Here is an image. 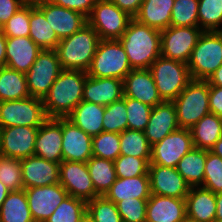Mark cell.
Returning a JSON list of instances; mask_svg holds the SVG:
<instances>
[{"label": "cell", "instance_id": "obj_37", "mask_svg": "<svg viewBox=\"0 0 222 222\" xmlns=\"http://www.w3.org/2000/svg\"><path fill=\"white\" fill-rule=\"evenodd\" d=\"M198 21L202 31H222V0H198Z\"/></svg>", "mask_w": 222, "mask_h": 222}, {"label": "cell", "instance_id": "obj_42", "mask_svg": "<svg viewBox=\"0 0 222 222\" xmlns=\"http://www.w3.org/2000/svg\"><path fill=\"white\" fill-rule=\"evenodd\" d=\"M87 214L94 222H122L116 204L104 196L87 201Z\"/></svg>", "mask_w": 222, "mask_h": 222}, {"label": "cell", "instance_id": "obj_18", "mask_svg": "<svg viewBox=\"0 0 222 222\" xmlns=\"http://www.w3.org/2000/svg\"><path fill=\"white\" fill-rule=\"evenodd\" d=\"M36 7L44 14L59 40L71 36L87 24V17L83 14L52 2L42 3Z\"/></svg>", "mask_w": 222, "mask_h": 222}, {"label": "cell", "instance_id": "obj_35", "mask_svg": "<svg viewBox=\"0 0 222 222\" xmlns=\"http://www.w3.org/2000/svg\"><path fill=\"white\" fill-rule=\"evenodd\" d=\"M86 164L95 192L104 196L117 179L114 161L92 156Z\"/></svg>", "mask_w": 222, "mask_h": 222}, {"label": "cell", "instance_id": "obj_10", "mask_svg": "<svg viewBox=\"0 0 222 222\" xmlns=\"http://www.w3.org/2000/svg\"><path fill=\"white\" fill-rule=\"evenodd\" d=\"M62 70L56 50H42L25 73L30 96L43 99Z\"/></svg>", "mask_w": 222, "mask_h": 222}, {"label": "cell", "instance_id": "obj_56", "mask_svg": "<svg viewBox=\"0 0 222 222\" xmlns=\"http://www.w3.org/2000/svg\"><path fill=\"white\" fill-rule=\"evenodd\" d=\"M210 151L222 158V137L216 141Z\"/></svg>", "mask_w": 222, "mask_h": 222}, {"label": "cell", "instance_id": "obj_31", "mask_svg": "<svg viewBox=\"0 0 222 222\" xmlns=\"http://www.w3.org/2000/svg\"><path fill=\"white\" fill-rule=\"evenodd\" d=\"M190 131L195 148L210 150L222 137V118L209 113L201 118Z\"/></svg>", "mask_w": 222, "mask_h": 222}, {"label": "cell", "instance_id": "obj_38", "mask_svg": "<svg viewBox=\"0 0 222 222\" xmlns=\"http://www.w3.org/2000/svg\"><path fill=\"white\" fill-rule=\"evenodd\" d=\"M87 213V202L68 195L45 222H79Z\"/></svg>", "mask_w": 222, "mask_h": 222}, {"label": "cell", "instance_id": "obj_32", "mask_svg": "<svg viewBox=\"0 0 222 222\" xmlns=\"http://www.w3.org/2000/svg\"><path fill=\"white\" fill-rule=\"evenodd\" d=\"M207 150L193 148L178 162L176 169L190 187L203 185Z\"/></svg>", "mask_w": 222, "mask_h": 222}, {"label": "cell", "instance_id": "obj_22", "mask_svg": "<svg viewBox=\"0 0 222 222\" xmlns=\"http://www.w3.org/2000/svg\"><path fill=\"white\" fill-rule=\"evenodd\" d=\"M178 129L175 104L173 102L163 101L161 104L152 108L150 119L144 133L148 143L152 146Z\"/></svg>", "mask_w": 222, "mask_h": 222}, {"label": "cell", "instance_id": "obj_1", "mask_svg": "<svg viewBox=\"0 0 222 222\" xmlns=\"http://www.w3.org/2000/svg\"><path fill=\"white\" fill-rule=\"evenodd\" d=\"M86 71L63 69L42 99L48 118L67 117L83 100Z\"/></svg>", "mask_w": 222, "mask_h": 222}, {"label": "cell", "instance_id": "obj_8", "mask_svg": "<svg viewBox=\"0 0 222 222\" xmlns=\"http://www.w3.org/2000/svg\"><path fill=\"white\" fill-rule=\"evenodd\" d=\"M48 119L41 98L28 97L0 102V128L39 127Z\"/></svg>", "mask_w": 222, "mask_h": 222}, {"label": "cell", "instance_id": "obj_24", "mask_svg": "<svg viewBox=\"0 0 222 222\" xmlns=\"http://www.w3.org/2000/svg\"><path fill=\"white\" fill-rule=\"evenodd\" d=\"M146 213V222H183L186 218V200L151 194Z\"/></svg>", "mask_w": 222, "mask_h": 222}, {"label": "cell", "instance_id": "obj_2", "mask_svg": "<svg viewBox=\"0 0 222 222\" xmlns=\"http://www.w3.org/2000/svg\"><path fill=\"white\" fill-rule=\"evenodd\" d=\"M122 44L132 69H149L161 55V31L132 18L122 37Z\"/></svg>", "mask_w": 222, "mask_h": 222}, {"label": "cell", "instance_id": "obj_46", "mask_svg": "<svg viewBox=\"0 0 222 222\" xmlns=\"http://www.w3.org/2000/svg\"><path fill=\"white\" fill-rule=\"evenodd\" d=\"M214 194L222 192V158L207 150L204 182L201 186Z\"/></svg>", "mask_w": 222, "mask_h": 222}, {"label": "cell", "instance_id": "obj_13", "mask_svg": "<svg viewBox=\"0 0 222 222\" xmlns=\"http://www.w3.org/2000/svg\"><path fill=\"white\" fill-rule=\"evenodd\" d=\"M24 190L34 222H45L69 195L60 183Z\"/></svg>", "mask_w": 222, "mask_h": 222}, {"label": "cell", "instance_id": "obj_34", "mask_svg": "<svg viewBox=\"0 0 222 222\" xmlns=\"http://www.w3.org/2000/svg\"><path fill=\"white\" fill-rule=\"evenodd\" d=\"M0 222H34L24 189L10 191L0 208Z\"/></svg>", "mask_w": 222, "mask_h": 222}, {"label": "cell", "instance_id": "obj_52", "mask_svg": "<svg viewBox=\"0 0 222 222\" xmlns=\"http://www.w3.org/2000/svg\"><path fill=\"white\" fill-rule=\"evenodd\" d=\"M117 7L134 18L139 12L143 0H111Z\"/></svg>", "mask_w": 222, "mask_h": 222}, {"label": "cell", "instance_id": "obj_58", "mask_svg": "<svg viewBox=\"0 0 222 222\" xmlns=\"http://www.w3.org/2000/svg\"><path fill=\"white\" fill-rule=\"evenodd\" d=\"M23 5L37 6L42 3L51 2V0H21Z\"/></svg>", "mask_w": 222, "mask_h": 222}, {"label": "cell", "instance_id": "obj_16", "mask_svg": "<svg viewBox=\"0 0 222 222\" xmlns=\"http://www.w3.org/2000/svg\"><path fill=\"white\" fill-rule=\"evenodd\" d=\"M151 194L185 199L190 186L176 168L149 165Z\"/></svg>", "mask_w": 222, "mask_h": 222}, {"label": "cell", "instance_id": "obj_15", "mask_svg": "<svg viewBox=\"0 0 222 222\" xmlns=\"http://www.w3.org/2000/svg\"><path fill=\"white\" fill-rule=\"evenodd\" d=\"M59 183L70 196L83 199L86 202L99 196L95 192L87 164L83 162L62 161Z\"/></svg>", "mask_w": 222, "mask_h": 222}, {"label": "cell", "instance_id": "obj_14", "mask_svg": "<svg viewBox=\"0 0 222 222\" xmlns=\"http://www.w3.org/2000/svg\"><path fill=\"white\" fill-rule=\"evenodd\" d=\"M38 128L30 126L0 128V155L15 159L34 156Z\"/></svg>", "mask_w": 222, "mask_h": 222}, {"label": "cell", "instance_id": "obj_44", "mask_svg": "<svg viewBox=\"0 0 222 222\" xmlns=\"http://www.w3.org/2000/svg\"><path fill=\"white\" fill-rule=\"evenodd\" d=\"M150 158H137L120 155L114 160L117 178H133L148 175Z\"/></svg>", "mask_w": 222, "mask_h": 222}, {"label": "cell", "instance_id": "obj_48", "mask_svg": "<svg viewBox=\"0 0 222 222\" xmlns=\"http://www.w3.org/2000/svg\"><path fill=\"white\" fill-rule=\"evenodd\" d=\"M148 199L121 200L116 203L122 222H146Z\"/></svg>", "mask_w": 222, "mask_h": 222}, {"label": "cell", "instance_id": "obj_9", "mask_svg": "<svg viewBox=\"0 0 222 222\" xmlns=\"http://www.w3.org/2000/svg\"><path fill=\"white\" fill-rule=\"evenodd\" d=\"M132 19L111 0H97L87 23L97 32L101 40H118Z\"/></svg>", "mask_w": 222, "mask_h": 222}, {"label": "cell", "instance_id": "obj_33", "mask_svg": "<svg viewBox=\"0 0 222 222\" xmlns=\"http://www.w3.org/2000/svg\"><path fill=\"white\" fill-rule=\"evenodd\" d=\"M28 97L26 74L7 66L0 67V102Z\"/></svg>", "mask_w": 222, "mask_h": 222}, {"label": "cell", "instance_id": "obj_12", "mask_svg": "<svg viewBox=\"0 0 222 222\" xmlns=\"http://www.w3.org/2000/svg\"><path fill=\"white\" fill-rule=\"evenodd\" d=\"M193 148L190 129L179 128L151 146L149 165L176 168L182 157Z\"/></svg>", "mask_w": 222, "mask_h": 222}, {"label": "cell", "instance_id": "obj_25", "mask_svg": "<svg viewBox=\"0 0 222 222\" xmlns=\"http://www.w3.org/2000/svg\"><path fill=\"white\" fill-rule=\"evenodd\" d=\"M41 51L30 37H6V66L26 73Z\"/></svg>", "mask_w": 222, "mask_h": 222}, {"label": "cell", "instance_id": "obj_41", "mask_svg": "<svg viewBox=\"0 0 222 222\" xmlns=\"http://www.w3.org/2000/svg\"><path fill=\"white\" fill-rule=\"evenodd\" d=\"M127 109L123 99L105 106L103 131L121 133L128 129Z\"/></svg>", "mask_w": 222, "mask_h": 222}, {"label": "cell", "instance_id": "obj_26", "mask_svg": "<svg viewBox=\"0 0 222 222\" xmlns=\"http://www.w3.org/2000/svg\"><path fill=\"white\" fill-rule=\"evenodd\" d=\"M186 200V217L199 222H215L216 194L201 186L190 187Z\"/></svg>", "mask_w": 222, "mask_h": 222}, {"label": "cell", "instance_id": "obj_47", "mask_svg": "<svg viewBox=\"0 0 222 222\" xmlns=\"http://www.w3.org/2000/svg\"><path fill=\"white\" fill-rule=\"evenodd\" d=\"M29 27V5H23L1 29L6 37H29Z\"/></svg>", "mask_w": 222, "mask_h": 222}, {"label": "cell", "instance_id": "obj_43", "mask_svg": "<svg viewBox=\"0 0 222 222\" xmlns=\"http://www.w3.org/2000/svg\"><path fill=\"white\" fill-rule=\"evenodd\" d=\"M122 99L125 101L127 109L128 129L144 131L153 107L124 95Z\"/></svg>", "mask_w": 222, "mask_h": 222}, {"label": "cell", "instance_id": "obj_50", "mask_svg": "<svg viewBox=\"0 0 222 222\" xmlns=\"http://www.w3.org/2000/svg\"><path fill=\"white\" fill-rule=\"evenodd\" d=\"M21 6H23L21 0H0V29Z\"/></svg>", "mask_w": 222, "mask_h": 222}, {"label": "cell", "instance_id": "obj_36", "mask_svg": "<svg viewBox=\"0 0 222 222\" xmlns=\"http://www.w3.org/2000/svg\"><path fill=\"white\" fill-rule=\"evenodd\" d=\"M120 155L151 158V145L144 131L126 129L120 133Z\"/></svg>", "mask_w": 222, "mask_h": 222}, {"label": "cell", "instance_id": "obj_23", "mask_svg": "<svg viewBox=\"0 0 222 222\" xmlns=\"http://www.w3.org/2000/svg\"><path fill=\"white\" fill-rule=\"evenodd\" d=\"M123 80L119 78H97L87 75L83 101L107 106L123 98Z\"/></svg>", "mask_w": 222, "mask_h": 222}, {"label": "cell", "instance_id": "obj_28", "mask_svg": "<svg viewBox=\"0 0 222 222\" xmlns=\"http://www.w3.org/2000/svg\"><path fill=\"white\" fill-rule=\"evenodd\" d=\"M175 0H143L134 17L138 22L162 31L170 26Z\"/></svg>", "mask_w": 222, "mask_h": 222}, {"label": "cell", "instance_id": "obj_5", "mask_svg": "<svg viewBox=\"0 0 222 222\" xmlns=\"http://www.w3.org/2000/svg\"><path fill=\"white\" fill-rule=\"evenodd\" d=\"M162 101L173 102L193 80L186 63L159 56L150 66Z\"/></svg>", "mask_w": 222, "mask_h": 222}, {"label": "cell", "instance_id": "obj_20", "mask_svg": "<svg viewBox=\"0 0 222 222\" xmlns=\"http://www.w3.org/2000/svg\"><path fill=\"white\" fill-rule=\"evenodd\" d=\"M20 161L23 189L59 183L60 163L50 162L35 155Z\"/></svg>", "mask_w": 222, "mask_h": 222}, {"label": "cell", "instance_id": "obj_54", "mask_svg": "<svg viewBox=\"0 0 222 222\" xmlns=\"http://www.w3.org/2000/svg\"><path fill=\"white\" fill-rule=\"evenodd\" d=\"M209 85L222 87V65L208 78Z\"/></svg>", "mask_w": 222, "mask_h": 222}, {"label": "cell", "instance_id": "obj_55", "mask_svg": "<svg viewBox=\"0 0 222 222\" xmlns=\"http://www.w3.org/2000/svg\"><path fill=\"white\" fill-rule=\"evenodd\" d=\"M216 216L215 221H222V192L216 194Z\"/></svg>", "mask_w": 222, "mask_h": 222}, {"label": "cell", "instance_id": "obj_11", "mask_svg": "<svg viewBox=\"0 0 222 222\" xmlns=\"http://www.w3.org/2000/svg\"><path fill=\"white\" fill-rule=\"evenodd\" d=\"M202 33L199 27L169 26L161 31V56L187 64Z\"/></svg>", "mask_w": 222, "mask_h": 222}, {"label": "cell", "instance_id": "obj_39", "mask_svg": "<svg viewBox=\"0 0 222 222\" xmlns=\"http://www.w3.org/2000/svg\"><path fill=\"white\" fill-rule=\"evenodd\" d=\"M93 156L114 161L120 156V133L101 132L92 137Z\"/></svg>", "mask_w": 222, "mask_h": 222}, {"label": "cell", "instance_id": "obj_29", "mask_svg": "<svg viewBox=\"0 0 222 222\" xmlns=\"http://www.w3.org/2000/svg\"><path fill=\"white\" fill-rule=\"evenodd\" d=\"M105 106L81 101L67 116L77 127L91 137L103 132Z\"/></svg>", "mask_w": 222, "mask_h": 222}, {"label": "cell", "instance_id": "obj_17", "mask_svg": "<svg viewBox=\"0 0 222 222\" xmlns=\"http://www.w3.org/2000/svg\"><path fill=\"white\" fill-rule=\"evenodd\" d=\"M63 161L86 163L92 156V137L67 117H62Z\"/></svg>", "mask_w": 222, "mask_h": 222}, {"label": "cell", "instance_id": "obj_45", "mask_svg": "<svg viewBox=\"0 0 222 222\" xmlns=\"http://www.w3.org/2000/svg\"><path fill=\"white\" fill-rule=\"evenodd\" d=\"M0 182L10 191L23 189L20 159L0 155Z\"/></svg>", "mask_w": 222, "mask_h": 222}, {"label": "cell", "instance_id": "obj_59", "mask_svg": "<svg viewBox=\"0 0 222 222\" xmlns=\"http://www.w3.org/2000/svg\"><path fill=\"white\" fill-rule=\"evenodd\" d=\"M79 222H94V220L86 213Z\"/></svg>", "mask_w": 222, "mask_h": 222}, {"label": "cell", "instance_id": "obj_6", "mask_svg": "<svg viewBox=\"0 0 222 222\" xmlns=\"http://www.w3.org/2000/svg\"><path fill=\"white\" fill-rule=\"evenodd\" d=\"M179 128L191 129L201 118L210 113L209 83L192 80L173 101Z\"/></svg>", "mask_w": 222, "mask_h": 222}, {"label": "cell", "instance_id": "obj_60", "mask_svg": "<svg viewBox=\"0 0 222 222\" xmlns=\"http://www.w3.org/2000/svg\"><path fill=\"white\" fill-rule=\"evenodd\" d=\"M183 222H199V221H195V220H192V219L186 217Z\"/></svg>", "mask_w": 222, "mask_h": 222}, {"label": "cell", "instance_id": "obj_49", "mask_svg": "<svg viewBox=\"0 0 222 222\" xmlns=\"http://www.w3.org/2000/svg\"><path fill=\"white\" fill-rule=\"evenodd\" d=\"M55 5L77 11L88 17L97 0H51Z\"/></svg>", "mask_w": 222, "mask_h": 222}, {"label": "cell", "instance_id": "obj_21", "mask_svg": "<svg viewBox=\"0 0 222 222\" xmlns=\"http://www.w3.org/2000/svg\"><path fill=\"white\" fill-rule=\"evenodd\" d=\"M125 97L155 107L163 101L160 98L150 69H132L123 80Z\"/></svg>", "mask_w": 222, "mask_h": 222}, {"label": "cell", "instance_id": "obj_51", "mask_svg": "<svg viewBox=\"0 0 222 222\" xmlns=\"http://www.w3.org/2000/svg\"><path fill=\"white\" fill-rule=\"evenodd\" d=\"M210 113L222 118V87L209 85Z\"/></svg>", "mask_w": 222, "mask_h": 222}, {"label": "cell", "instance_id": "obj_19", "mask_svg": "<svg viewBox=\"0 0 222 222\" xmlns=\"http://www.w3.org/2000/svg\"><path fill=\"white\" fill-rule=\"evenodd\" d=\"M34 155L50 162L61 163L62 155V117L48 118L38 128Z\"/></svg>", "mask_w": 222, "mask_h": 222}, {"label": "cell", "instance_id": "obj_30", "mask_svg": "<svg viewBox=\"0 0 222 222\" xmlns=\"http://www.w3.org/2000/svg\"><path fill=\"white\" fill-rule=\"evenodd\" d=\"M29 22V37L34 43L42 50H55L60 40L36 6L29 5Z\"/></svg>", "mask_w": 222, "mask_h": 222}, {"label": "cell", "instance_id": "obj_27", "mask_svg": "<svg viewBox=\"0 0 222 222\" xmlns=\"http://www.w3.org/2000/svg\"><path fill=\"white\" fill-rule=\"evenodd\" d=\"M150 178L142 175L133 178H117L104 197L115 204L121 200L149 199Z\"/></svg>", "mask_w": 222, "mask_h": 222}, {"label": "cell", "instance_id": "obj_3", "mask_svg": "<svg viewBox=\"0 0 222 222\" xmlns=\"http://www.w3.org/2000/svg\"><path fill=\"white\" fill-rule=\"evenodd\" d=\"M100 40L88 23L71 36L60 40L55 50L61 67L87 71Z\"/></svg>", "mask_w": 222, "mask_h": 222}, {"label": "cell", "instance_id": "obj_40", "mask_svg": "<svg viewBox=\"0 0 222 222\" xmlns=\"http://www.w3.org/2000/svg\"><path fill=\"white\" fill-rule=\"evenodd\" d=\"M170 26L199 27L198 0H175Z\"/></svg>", "mask_w": 222, "mask_h": 222}, {"label": "cell", "instance_id": "obj_53", "mask_svg": "<svg viewBox=\"0 0 222 222\" xmlns=\"http://www.w3.org/2000/svg\"><path fill=\"white\" fill-rule=\"evenodd\" d=\"M6 66V36L0 29V67Z\"/></svg>", "mask_w": 222, "mask_h": 222}, {"label": "cell", "instance_id": "obj_57", "mask_svg": "<svg viewBox=\"0 0 222 222\" xmlns=\"http://www.w3.org/2000/svg\"><path fill=\"white\" fill-rule=\"evenodd\" d=\"M9 192L10 190L3 183L0 182V208Z\"/></svg>", "mask_w": 222, "mask_h": 222}, {"label": "cell", "instance_id": "obj_7", "mask_svg": "<svg viewBox=\"0 0 222 222\" xmlns=\"http://www.w3.org/2000/svg\"><path fill=\"white\" fill-rule=\"evenodd\" d=\"M131 70L128 57L119 40H100L86 73L90 77L124 80Z\"/></svg>", "mask_w": 222, "mask_h": 222}, {"label": "cell", "instance_id": "obj_4", "mask_svg": "<svg viewBox=\"0 0 222 222\" xmlns=\"http://www.w3.org/2000/svg\"><path fill=\"white\" fill-rule=\"evenodd\" d=\"M187 65L193 80L207 81L222 65V31H203Z\"/></svg>", "mask_w": 222, "mask_h": 222}]
</instances>
